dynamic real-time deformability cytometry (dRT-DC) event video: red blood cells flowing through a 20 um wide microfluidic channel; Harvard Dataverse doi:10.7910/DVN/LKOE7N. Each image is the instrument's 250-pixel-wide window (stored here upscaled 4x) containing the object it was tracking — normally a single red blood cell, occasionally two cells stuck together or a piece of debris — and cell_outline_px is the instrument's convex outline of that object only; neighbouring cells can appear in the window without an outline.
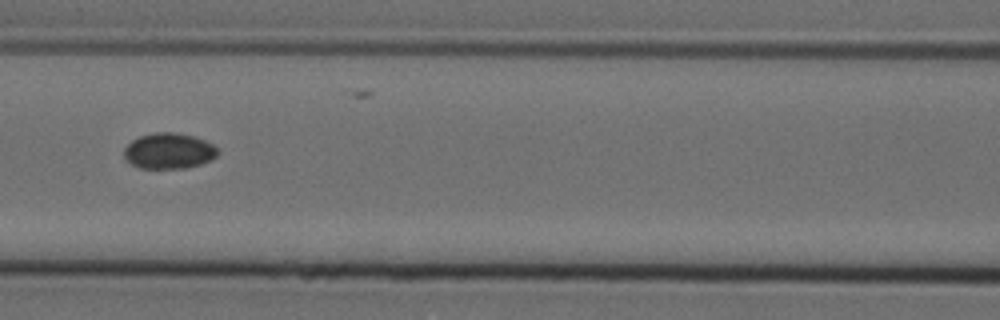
{"species": "Egyptian fruit bat (a non-hibernating species)", "species_latin": "Rousettus aegyptiacus", "temperature_condition": "cold", "stored_images_in_passage": 8, "segment_of_instrument_passage": [1, 2], "camera_frame_rate_fps": 3000, "um_per_image_px": 0.085, "animal": {"sex": "female"}, "frame": {"image": 1, "passage_image": 7, "time_ms": 2.0, "image_size_px": [1000, 320], "cell_outline_px": [[220, 152], [212, 160], [200, 164], [184, 168], [140, 168], [132, 164], [124, 156], [124, 148], [132, 140], [140, 136], [156, 132], [176, 132], [192, 136], [204, 140], [212, 144]], "centroid_in_image_um": [14.36, 12.83], "position_along_channel_um": 152.2, "area_um2": 19.42}}